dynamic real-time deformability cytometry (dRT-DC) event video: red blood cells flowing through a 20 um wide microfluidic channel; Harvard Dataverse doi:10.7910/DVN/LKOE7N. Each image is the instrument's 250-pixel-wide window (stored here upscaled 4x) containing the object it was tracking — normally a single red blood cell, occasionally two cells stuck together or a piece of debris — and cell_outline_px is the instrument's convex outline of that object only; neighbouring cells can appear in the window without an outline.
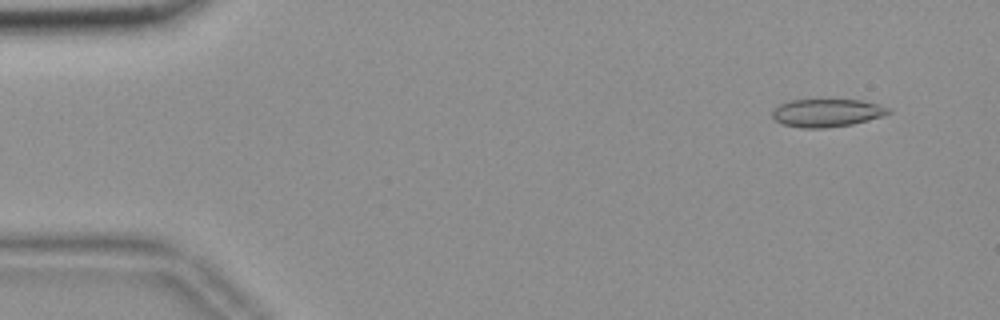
{"species": "common noctule bat (a hibernating species)", "species_latin": "Nyctalus noctula", "temperature_condition": "room temperature", "stored_images_in_passage": 55, "camera_frame_rate_fps": 3000, "um_per_image_px": 0.085, "animal": {"sex": "female", "body_mass_g": 18.4}, "frame": {"image": 1, "passage_image": 4, "time_ms": 1.0, "image_size_px": [1000, 320], "cell_outline_px": [[892, 112], [868, 120], [852, 124], [824, 128], [800, 128], [780, 124], [772, 116], [772, 112], [780, 104], [792, 100], [860, 100], [876, 104], [888, 108]], "centroid_in_image_um": [70.24, 9.6], "position_along_channel_um": 14.8, "area_um2": 18.67}}
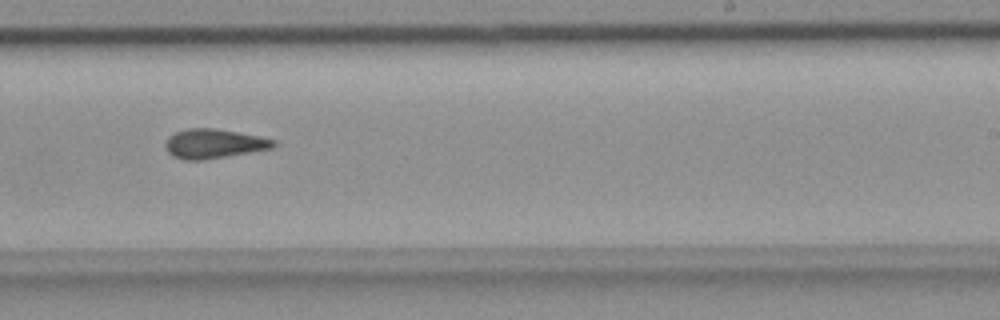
{"frame": {"image": 2, "passage_image": 34, "time_ms": 11.0, "image_size_px": [1000, 320], "cell_outline_px": [[276, 144], [272, 148], [204, 160], [184, 160], [172, 156], [168, 152], [164, 144], [168, 136], [184, 128], [216, 128], [276, 140]], "centroid_in_image_um": [18.12, 12.21], "position_along_channel_um": 270.9, "area_um2": 18.44}}
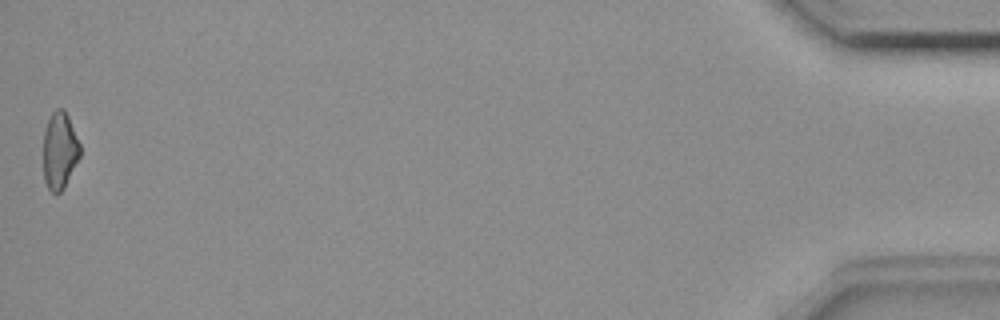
{"frame": {"image": 3, "passage_image": 55, "time_ms": 18.0, "image_size_px": [1000, 320], "cell_outline_px": [[80, 156], [64, 188], [56, 196], [48, 188], [44, 180], [44, 132], [48, 120], [52, 112], [56, 108], [64, 108], [68, 116], [80, 144]], "centroid_in_image_um": [5.07, 12.81], "position_along_channel_um": 430.1, "area_um2": 16.47}, "authors_computed_cell_mechanics": {"area_um2": 18.2648, "velocity_mm_per_s": 3.6586, "shape_relaxation_time_tau1_ms": null, "shape_relaxation_time_tau2_ms": 4.788, "deformation_change_tau1": null, "deformation_change_tau2": 0.1218}}